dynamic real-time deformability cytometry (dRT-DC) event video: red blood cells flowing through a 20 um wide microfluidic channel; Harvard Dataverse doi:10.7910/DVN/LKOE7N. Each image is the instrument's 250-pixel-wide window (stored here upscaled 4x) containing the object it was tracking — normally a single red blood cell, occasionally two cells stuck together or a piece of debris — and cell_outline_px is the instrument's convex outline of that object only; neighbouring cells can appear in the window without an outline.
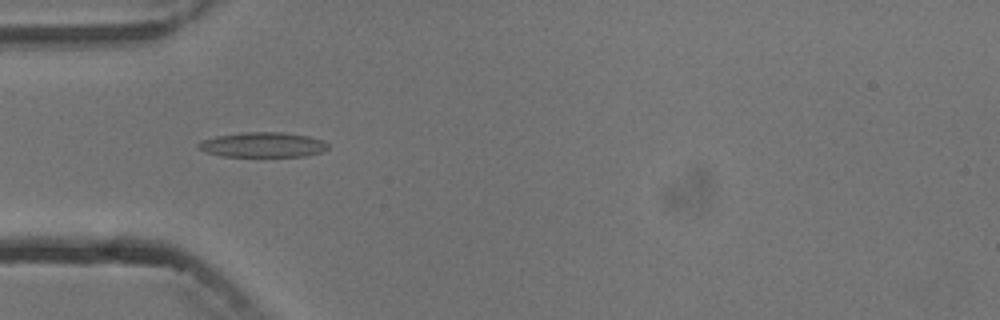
{"species": "common noctule bat (a hibernating species)", "species_latin": "Nyctalus noctula", "temperature_condition": "cold", "stored_images_in_passage": 6, "camera_frame_rate_fps": 3000, "um_per_image_px": 0.085, "animal": {"sex": "male", "body_mass_g": 13.3}, "frame": {"image": 1, "passage_image": 5, "time_ms": 4.667, "image_size_px": [1000, 320], "cell_outline_px": [[328, 148], [320, 152], [304, 156], [220, 156], [204, 152], [196, 148], [196, 144], [204, 140], [216, 136], [240, 132], [280, 132], [308, 136], [324, 140], [328, 144]], "centroid_in_image_um": [22.29, 12.3], "position_along_channel_um": 62.7, "area_um2": 18.9}}
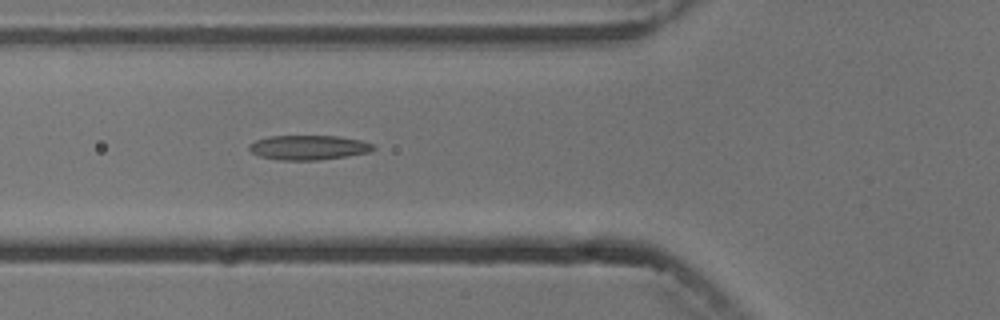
{"frame": {"image": 2, "passage_image": 6, "time_ms": 5.667, "image_size_px": [1000, 320], "cell_outline_px": [[376, 148], [372, 152], [348, 156], [320, 160], [280, 160], [260, 156], [252, 152], [248, 148], [248, 144], [256, 140], [272, 136], [336, 136], [360, 140], [376, 144]], "centroid_in_image_um": [26.28, 12.54], "position_along_channel_um": 99.5, "area_um2": 17.92}}